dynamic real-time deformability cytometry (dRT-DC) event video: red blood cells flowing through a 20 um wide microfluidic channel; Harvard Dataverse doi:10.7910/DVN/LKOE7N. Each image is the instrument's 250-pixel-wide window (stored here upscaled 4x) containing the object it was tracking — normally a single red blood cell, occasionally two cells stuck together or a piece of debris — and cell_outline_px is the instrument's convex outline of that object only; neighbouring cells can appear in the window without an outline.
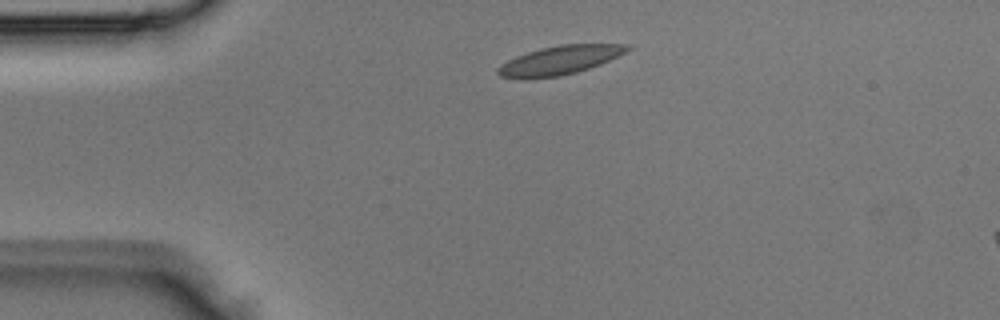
{"species": "Egyptian fruit bat (a non-hibernating species)", "species_latin": "Rousettus aegyptiacus", "temperature_condition": "room temperature", "stored_images_in_passage": 3, "segment_of_instrument_passage": [1, 2], "camera_frame_rate_fps": 3000, "um_per_image_px": 0.085, "animal": {"sex": "male"}, "frame": {"image": 1, "passage_image": 1, "time_ms": 0.0, "image_size_px": [1000, 320], "cell_outline_px": [[632, 48], [600, 64], [576, 72], [560, 76], [524, 80], [520, 80], [500, 76], [496, 72], [496, 68], [500, 64], [516, 56], [540, 48], [560, 44], [628, 44]], "centroid_in_image_um": [47.48, 5.14], "position_along_channel_um": 37.5, "area_um2": 21.85}}